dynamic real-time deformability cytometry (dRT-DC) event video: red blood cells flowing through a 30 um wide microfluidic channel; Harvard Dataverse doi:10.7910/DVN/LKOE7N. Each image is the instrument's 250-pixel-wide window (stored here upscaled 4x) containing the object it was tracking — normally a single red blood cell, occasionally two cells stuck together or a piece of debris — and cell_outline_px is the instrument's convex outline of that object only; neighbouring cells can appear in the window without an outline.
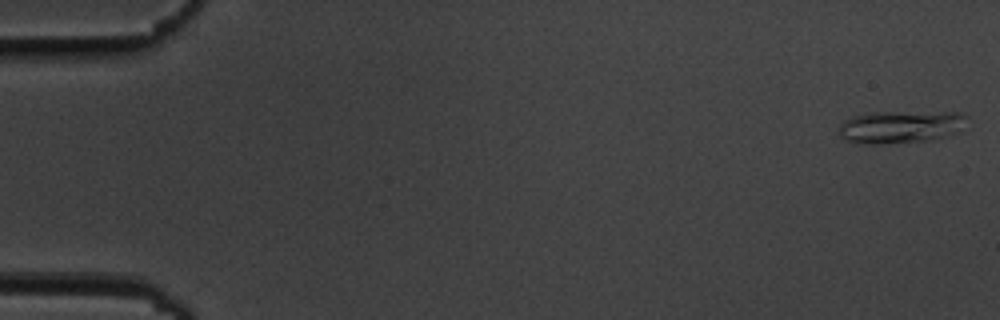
{"species": "common noctule bat (a hibernating species)", "species_latin": "Nyctalus noctula", "temperature_condition": "cold", "stored_images_in_passage": 54, "camera_frame_rate_fps": 3000, "um_per_image_px": 0.085, "animal": {"sex": "male", "body_mass_g": 19.5, "forearm_length_mm": 54.6}, "frame": {"image": 1, "passage_image": 1, "time_ms": 0.0, "image_size_px": [1000, 320], "cell_outline_px": [[968, 116], [952, 132], [928, 140], [884, 144], [856, 144], [840, 136], [836, 132], [840, 124], [844, 120], [852, 116], [872, 112], [960, 112]], "centroid_in_image_um": [76.37, 10.77], "position_along_channel_um": 8.6, "area_um2": 23.93}}
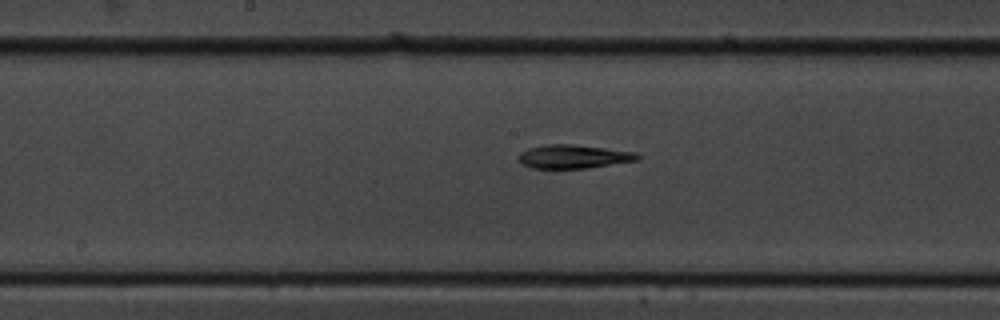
{"frame": {"image": 2, "passage_image": 28, "time_ms": 9.0, "image_size_px": [1000, 320], "cell_outline_px": [[640, 156], [636, 160], [588, 168], [532, 168], [524, 164], [516, 156], [520, 152], [528, 148], [548, 144], [572, 144], [636, 152]], "centroid_in_image_um": [48.72, 13.3], "position_along_channel_um": 199.5, "area_um2": 16.18}}
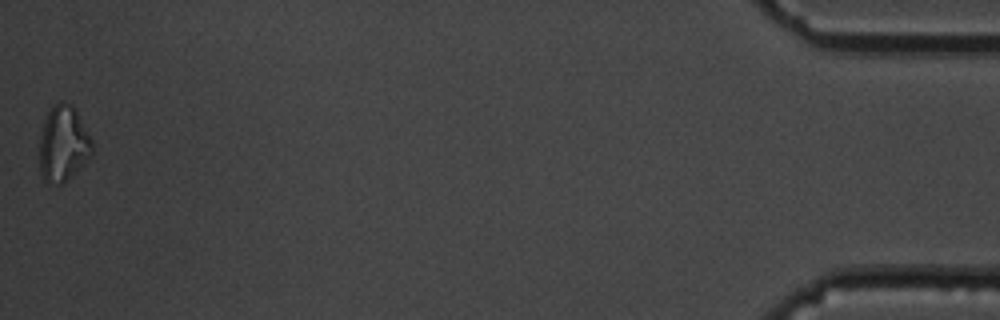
{"frame": {"image": 3, "passage_image": 54, "time_ms": 17.667, "image_size_px": [1000, 320], "cell_outline_px": [[92, 156], [72, 176], [60, 184], [56, 184], [44, 180], [40, 172], [40, 136], [44, 120], [48, 112], [60, 100], [64, 100], [72, 104], [88, 132], [92, 140]], "centroid_in_image_um": [5.39, 12.21], "position_along_channel_um": 429.8, "area_um2": 23.18}, "authors_computed_cell_mechanics": {"area_um2": 16.4152, "velocity_mm_per_s": 3.7016, "shape_relaxation_time_tau1_ms": 7.1293, "shape_relaxation_time_tau2_ms": null, "deformation_change_tau1": 0.1699, "deformation_change_tau2": null}}